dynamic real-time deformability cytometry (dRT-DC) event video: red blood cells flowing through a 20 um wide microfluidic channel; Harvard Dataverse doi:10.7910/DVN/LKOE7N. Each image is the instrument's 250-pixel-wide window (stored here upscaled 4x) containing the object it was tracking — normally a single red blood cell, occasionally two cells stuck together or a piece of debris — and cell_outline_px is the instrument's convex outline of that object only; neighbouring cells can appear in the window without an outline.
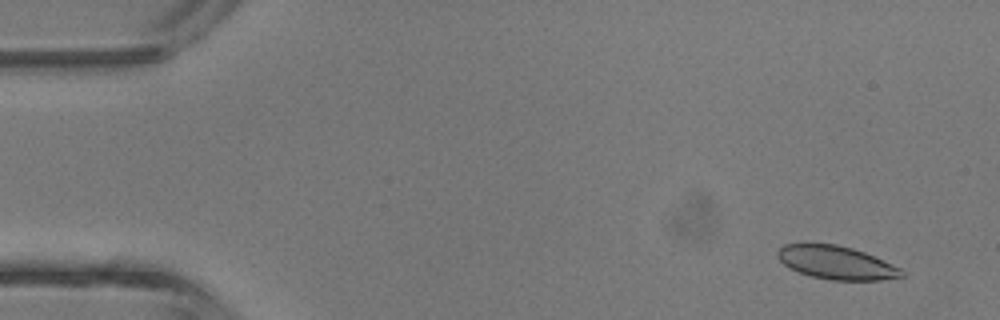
{"species": "common noctule bat (a hibernating species)", "species_latin": "Nyctalus noctula", "temperature_condition": "room temperature", "stored_images_in_passage": 4, "camera_frame_rate_fps": 3000, "um_per_image_px": 0.085, "animal": {"sex": "male", "body_mass_g": 13.3}, "frame": {"image": 1, "passage_image": 1, "time_ms": 0.0, "image_size_px": [1000, 320], "cell_outline_px": [[904, 276], [880, 280], [832, 280], [812, 276], [788, 268], [776, 256], [776, 252], [784, 244], [836, 244], [852, 248], [864, 252], [900, 268], [904, 272]], "centroid_in_image_um": [71.06, 22.32], "position_along_channel_um": 13.9, "area_um2": 23.81}}
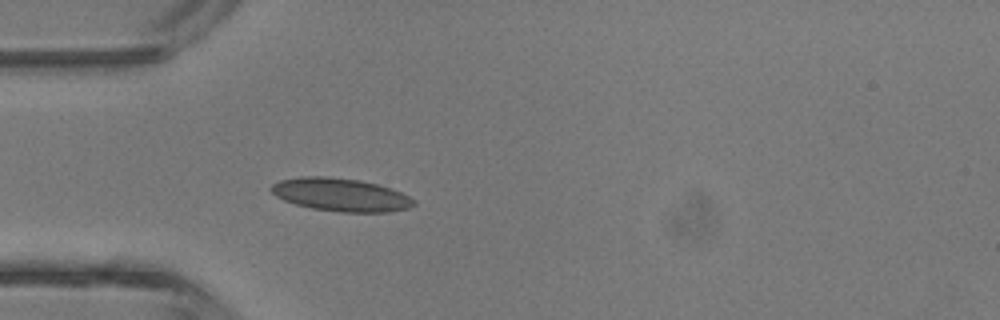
{"frame": {"image": 2, "passage_image": 4, "time_ms": 3.333, "image_size_px": [1000, 320], "cell_outline_px": [[416, 204], [408, 208], [388, 212], [340, 212], [312, 208], [296, 204], [284, 200], [276, 196], [268, 188], [272, 184], [280, 180], [300, 176], [328, 176], [360, 180], [376, 184], [400, 192], [416, 200]], "centroid_in_image_um": [28.93, 16.55], "position_along_channel_um": 56.1, "area_um2": 27.46}}